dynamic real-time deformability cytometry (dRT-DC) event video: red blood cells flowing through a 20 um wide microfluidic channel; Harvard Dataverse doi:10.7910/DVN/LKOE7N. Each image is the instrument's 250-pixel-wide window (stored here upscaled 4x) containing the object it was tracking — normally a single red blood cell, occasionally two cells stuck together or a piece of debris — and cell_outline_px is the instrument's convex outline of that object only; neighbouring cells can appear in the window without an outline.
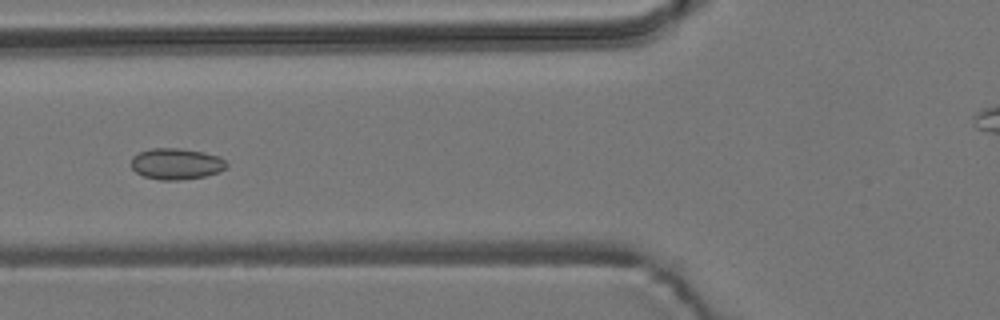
{"species": "common noctule bat (a hibernating species)", "species_latin": "Nyctalus noctula", "temperature_condition": "room temperature", "stored_images_in_passage": 10, "segment_of_instrument_passage": [1, 2], "camera_frame_rate_fps": 3000, "um_per_image_px": 0.085, "animal": {"sex": "male", "body_mass_g": 19.2, "forearm_length_mm": 51.8}, "frame": {"image": 1, "passage_image": 6, "time_ms": 6.0, "image_size_px": [1000, 320], "cell_outline_px": [[228, 164], [220, 172], [204, 176], [180, 180], [160, 180], [144, 176], [136, 172], [132, 168], [132, 156], [140, 152], [152, 148], [180, 148], [204, 152], [220, 156]], "centroid_in_image_um": [14.99, 13.92], "position_along_channel_um": 110.8, "area_um2": 17.34}}
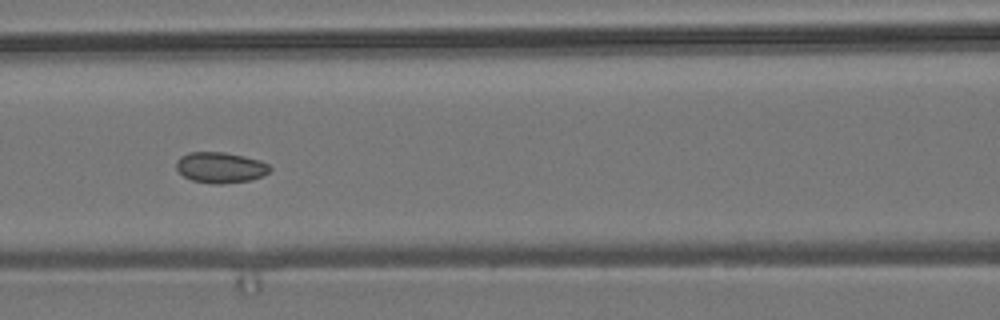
{"frame": {"image": 2, "passage_image": 7, "time_ms": 7.0, "image_size_px": [1000, 320], "cell_outline_px": [[272, 168], [268, 172], [252, 180], [220, 184], [216, 184], [192, 180], [184, 176], [176, 168], [176, 160], [180, 156], [188, 152], [224, 152], [244, 156], [260, 160], [268, 164]], "centroid_in_image_um": [18.72, 14.23], "position_along_channel_um": 147.9, "area_um2": 16.76}}
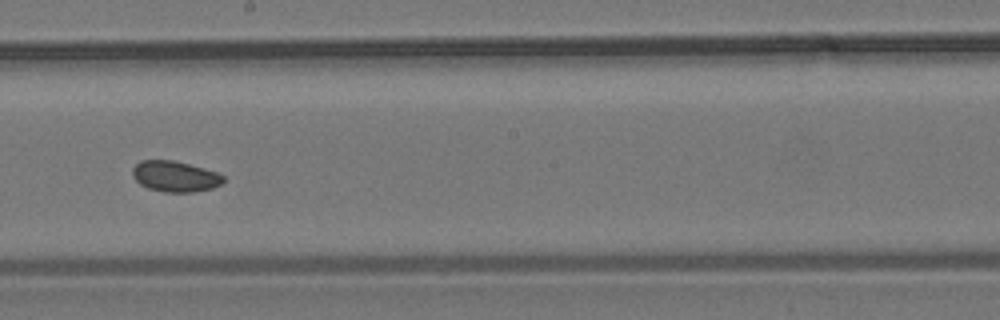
{"frame": {"image": 3, "passage_image": 9, "time_ms": 9.333, "image_size_px": [1000, 320], "cell_outline_px": [[224, 180], [220, 184], [212, 188], [192, 192], [164, 192], [148, 188], [140, 184], [132, 176], [132, 168], [140, 160], [172, 160], [204, 168], [216, 172], [224, 176]], "centroid_in_image_um": [14.85, 14.99], "position_along_channel_um": 233.3, "area_um2": 16.24}}